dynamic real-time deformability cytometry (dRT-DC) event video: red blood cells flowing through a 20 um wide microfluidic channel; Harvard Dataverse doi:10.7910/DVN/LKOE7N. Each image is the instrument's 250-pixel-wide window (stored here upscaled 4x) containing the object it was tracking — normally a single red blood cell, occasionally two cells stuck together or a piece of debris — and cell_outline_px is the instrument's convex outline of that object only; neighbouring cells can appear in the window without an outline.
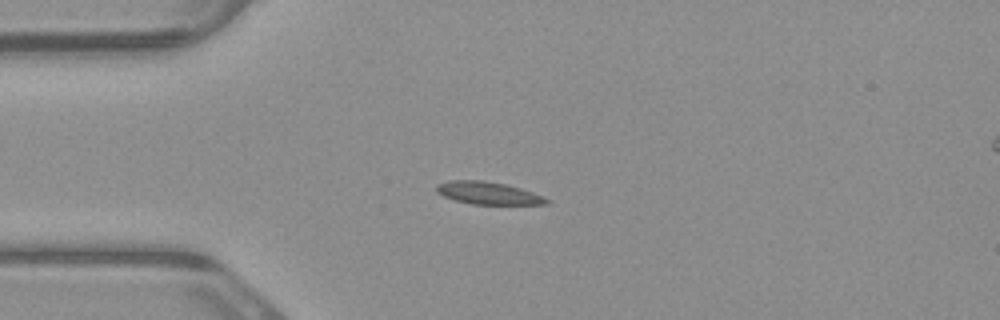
{"species": "common noctule bat (a hibernating species)", "species_latin": "Nyctalus noctula", "temperature_condition": "warm", "stored_images_in_passage": 5, "camera_frame_rate_fps": 3000, "um_per_image_px": 0.085, "animal": {"sex": "male", "body_mass_g": 23.1, "forearm_length_mm": 52.7}, "frame": {"image": 1, "passage_image": 3, "time_ms": 0.667, "image_size_px": [1000, 320], "cell_outline_px": [[552, 200], [548, 204], [472, 204], [456, 200], [444, 196], [436, 192], [436, 184], [452, 180], [484, 180], [504, 184], [520, 188], [544, 196]], "centroid_in_image_um": [41.51, 16.41], "position_along_channel_um": 43.5, "area_um2": 14.39}}
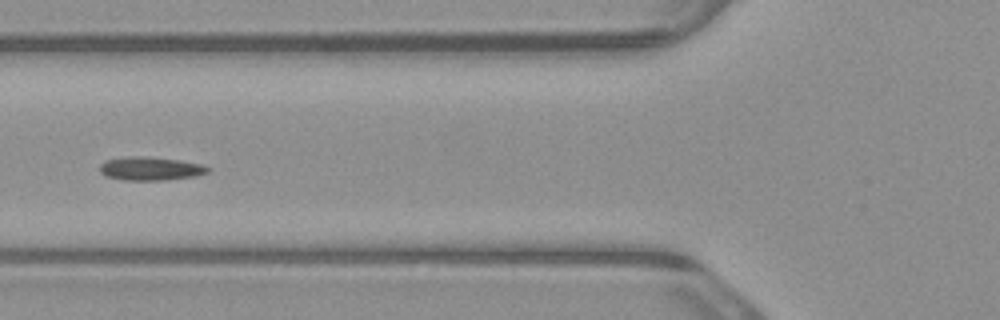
{"frame": {"image": 2, "passage_image": 5, "time_ms": 1.333, "image_size_px": [1000, 320], "cell_outline_px": [[212, 168], [208, 172], [196, 176], [168, 180], [124, 180], [104, 176], [100, 172], [100, 164], [104, 160], [124, 156], [144, 156], [180, 160], [204, 164]], "centroid_in_image_um": [12.8, 14.32], "position_along_channel_um": 113.0, "area_um2": 15.14}}